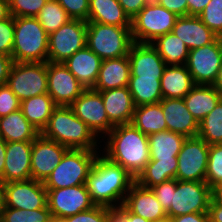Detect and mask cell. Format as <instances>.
Here are the masks:
<instances>
[{
    "label": "cell",
    "instance_id": "cell-1",
    "mask_svg": "<svg viewBox=\"0 0 222 222\" xmlns=\"http://www.w3.org/2000/svg\"><path fill=\"white\" fill-rule=\"evenodd\" d=\"M135 178L103 154L97 155L86 181L91 201L109 208L120 207ZM118 203V204H117Z\"/></svg>",
    "mask_w": 222,
    "mask_h": 222
},
{
    "label": "cell",
    "instance_id": "cell-2",
    "mask_svg": "<svg viewBox=\"0 0 222 222\" xmlns=\"http://www.w3.org/2000/svg\"><path fill=\"white\" fill-rule=\"evenodd\" d=\"M104 152V156L136 179L150 161L148 135L132 124L114 126L107 134Z\"/></svg>",
    "mask_w": 222,
    "mask_h": 222
},
{
    "label": "cell",
    "instance_id": "cell-3",
    "mask_svg": "<svg viewBox=\"0 0 222 222\" xmlns=\"http://www.w3.org/2000/svg\"><path fill=\"white\" fill-rule=\"evenodd\" d=\"M40 134L68 149H99L97 142L100 138L74 114L70 106H56Z\"/></svg>",
    "mask_w": 222,
    "mask_h": 222
},
{
    "label": "cell",
    "instance_id": "cell-4",
    "mask_svg": "<svg viewBox=\"0 0 222 222\" xmlns=\"http://www.w3.org/2000/svg\"><path fill=\"white\" fill-rule=\"evenodd\" d=\"M48 38L37 17H14L13 62H48Z\"/></svg>",
    "mask_w": 222,
    "mask_h": 222
},
{
    "label": "cell",
    "instance_id": "cell-5",
    "mask_svg": "<svg viewBox=\"0 0 222 222\" xmlns=\"http://www.w3.org/2000/svg\"><path fill=\"white\" fill-rule=\"evenodd\" d=\"M131 27L87 22L86 46L102 60L127 56L134 43Z\"/></svg>",
    "mask_w": 222,
    "mask_h": 222
},
{
    "label": "cell",
    "instance_id": "cell-6",
    "mask_svg": "<svg viewBox=\"0 0 222 222\" xmlns=\"http://www.w3.org/2000/svg\"><path fill=\"white\" fill-rule=\"evenodd\" d=\"M98 154L92 150L68 149L43 182L45 188L59 189L86 184Z\"/></svg>",
    "mask_w": 222,
    "mask_h": 222
},
{
    "label": "cell",
    "instance_id": "cell-7",
    "mask_svg": "<svg viewBox=\"0 0 222 222\" xmlns=\"http://www.w3.org/2000/svg\"><path fill=\"white\" fill-rule=\"evenodd\" d=\"M177 15L151 0L132 19V39L135 43H151L157 37L172 32Z\"/></svg>",
    "mask_w": 222,
    "mask_h": 222
},
{
    "label": "cell",
    "instance_id": "cell-8",
    "mask_svg": "<svg viewBox=\"0 0 222 222\" xmlns=\"http://www.w3.org/2000/svg\"><path fill=\"white\" fill-rule=\"evenodd\" d=\"M6 84L20 102L47 93V62H13Z\"/></svg>",
    "mask_w": 222,
    "mask_h": 222
},
{
    "label": "cell",
    "instance_id": "cell-9",
    "mask_svg": "<svg viewBox=\"0 0 222 222\" xmlns=\"http://www.w3.org/2000/svg\"><path fill=\"white\" fill-rule=\"evenodd\" d=\"M87 21L70 19L57 31L49 34L48 62L63 63L86 47Z\"/></svg>",
    "mask_w": 222,
    "mask_h": 222
},
{
    "label": "cell",
    "instance_id": "cell-10",
    "mask_svg": "<svg viewBox=\"0 0 222 222\" xmlns=\"http://www.w3.org/2000/svg\"><path fill=\"white\" fill-rule=\"evenodd\" d=\"M211 199V188L205 181L177 180L167 216L173 218L189 213H208Z\"/></svg>",
    "mask_w": 222,
    "mask_h": 222
},
{
    "label": "cell",
    "instance_id": "cell-11",
    "mask_svg": "<svg viewBox=\"0 0 222 222\" xmlns=\"http://www.w3.org/2000/svg\"><path fill=\"white\" fill-rule=\"evenodd\" d=\"M222 65V37L213 43L189 51L186 61L195 84L213 85Z\"/></svg>",
    "mask_w": 222,
    "mask_h": 222
},
{
    "label": "cell",
    "instance_id": "cell-12",
    "mask_svg": "<svg viewBox=\"0 0 222 222\" xmlns=\"http://www.w3.org/2000/svg\"><path fill=\"white\" fill-rule=\"evenodd\" d=\"M209 145L200 137H187L178 153L176 179L179 181H205Z\"/></svg>",
    "mask_w": 222,
    "mask_h": 222
},
{
    "label": "cell",
    "instance_id": "cell-13",
    "mask_svg": "<svg viewBox=\"0 0 222 222\" xmlns=\"http://www.w3.org/2000/svg\"><path fill=\"white\" fill-rule=\"evenodd\" d=\"M46 190L47 205L52 218L64 219L95 206L86 184Z\"/></svg>",
    "mask_w": 222,
    "mask_h": 222
},
{
    "label": "cell",
    "instance_id": "cell-14",
    "mask_svg": "<svg viewBox=\"0 0 222 222\" xmlns=\"http://www.w3.org/2000/svg\"><path fill=\"white\" fill-rule=\"evenodd\" d=\"M4 207L35 210L47 206V190L44 183L29 179L3 183Z\"/></svg>",
    "mask_w": 222,
    "mask_h": 222
},
{
    "label": "cell",
    "instance_id": "cell-15",
    "mask_svg": "<svg viewBox=\"0 0 222 222\" xmlns=\"http://www.w3.org/2000/svg\"><path fill=\"white\" fill-rule=\"evenodd\" d=\"M70 107L97 137L108 134L114 127L106 114L99 91L92 88L85 89Z\"/></svg>",
    "mask_w": 222,
    "mask_h": 222
},
{
    "label": "cell",
    "instance_id": "cell-16",
    "mask_svg": "<svg viewBox=\"0 0 222 222\" xmlns=\"http://www.w3.org/2000/svg\"><path fill=\"white\" fill-rule=\"evenodd\" d=\"M47 93L56 106H70L86 89L63 63L47 62Z\"/></svg>",
    "mask_w": 222,
    "mask_h": 222
},
{
    "label": "cell",
    "instance_id": "cell-17",
    "mask_svg": "<svg viewBox=\"0 0 222 222\" xmlns=\"http://www.w3.org/2000/svg\"><path fill=\"white\" fill-rule=\"evenodd\" d=\"M67 150L64 145L39 134L32 142V179L44 182L60 163Z\"/></svg>",
    "mask_w": 222,
    "mask_h": 222
},
{
    "label": "cell",
    "instance_id": "cell-18",
    "mask_svg": "<svg viewBox=\"0 0 222 222\" xmlns=\"http://www.w3.org/2000/svg\"><path fill=\"white\" fill-rule=\"evenodd\" d=\"M128 58L131 76L140 78H161L165 62L151 43H133Z\"/></svg>",
    "mask_w": 222,
    "mask_h": 222
},
{
    "label": "cell",
    "instance_id": "cell-19",
    "mask_svg": "<svg viewBox=\"0 0 222 222\" xmlns=\"http://www.w3.org/2000/svg\"><path fill=\"white\" fill-rule=\"evenodd\" d=\"M32 142H7L3 183L32 179Z\"/></svg>",
    "mask_w": 222,
    "mask_h": 222
},
{
    "label": "cell",
    "instance_id": "cell-20",
    "mask_svg": "<svg viewBox=\"0 0 222 222\" xmlns=\"http://www.w3.org/2000/svg\"><path fill=\"white\" fill-rule=\"evenodd\" d=\"M160 103L167 130L185 137L198 135L199 123L187 109L183 98H163Z\"/></svg>",
    "mask_w": 222,
    "mask_h": 222
},
{
    "label": "cell",
    "instance_id": "cell-21",
    "mask_svg": "<svg viewBox=\"0 0 222 222\" xmlns=\"http://www.w3.org/2000/svg\"><path fill=\"white\" fill-rule=\"evenodd\" d=\"M123 205L133 214L155 221L167 216V212L157 200L151 188L134 182L128 191Z\"/></svg>",
    "mask_w": 222,
    "mask_h": 222
},
{
    "label": "cell",
    "instance_id": "cell-22",
    "mask_svg": "<svg viewBox=\"0 0 222 222\" xmlns=\"http://www.w3.org/2000/svg\"><path fill=\"white\" fill-rule=\"evenodd\" d=\"M99 92L109 121L114 126L131 124L136 106L128 86Z\"/></svg>",
    "mask_w": 222,
    "mask_h": 222
},
{
    "label": "cell",
    "instance_id": "cell-23",
    "mask_svg": "<svg viewBox=\"0 0 222 222\" xmlns=\"http://www.w3.org/2000/svg\"><path fill=\"white\" fill-rule=\"evenodd\" d=\"M172 32L189 50L213 43L219 37L198 16L177 17Z\"/></svg>",
    "mask_w": 222,
    "mask_h": 222
},
{
    "label": "cell",
    "instance_id": "cell-24",
    "mask_svg": "<svg viewBox=\"0 0 222 222\" xmlns=\"http://www.w3.org/2000/svg\"><path fill=\"white\" fill-rule=\"evenodd\" d=\"M102 59L87 46L69 57L63 64L86 88H93L99 74Z\"/></svg>",
    "mask_w": 222,
    "mask_h": 222
},
{
    "label": "cell",
    "instance_id": "cell-25",
    "mask_svg": "<svg viewBox=\"0 0 222 222\" xmlns=\"http://www.w3.org/2000/svg\"><path fill=\"white\" fill-rule=\"evenodd\" d=\"M131 76L128 56L102 60L97 81L92 89L105 91L128 86Z\"/></svg>",
    "mask_w": 222,
    "mask_h": 222
},
{
    "label": "cell",
    "instance_id": "cell-26",
    "mask_svg": "<svg viewBox=\"0 0 222 222\" xmlns=\"http://www.w3.org/2000/svg\"><path fill=\"white\" fill-rule=\"evenodd\" d=\"M160 81L163 98H184L196 85L185 65H166Z\"/></svg>",
    "mask_w": 222,
    "mask_h": 222
},
{
    "label": "cell",
    "instance_id": "cell-27",
    "mask_svg": "<svg viewBox=\"0 0 222 222\" xmlns=\"http://www.w3.org/2000/svg\"><path fill=\"white\" fill-rule=\"evenodd\" d=\"M39 134L21 109L0 117V136L6 142H33Z\"/></svg>",
    "mask_w": 222,
    "mask_h": 222
},
{
    "label": "cell",
    "instance_id": "cell-28",
    "mask_svg": "<svg viewBox=\"0 0 222 222\" xmlns=\"http://www.w3.org/2000/svg\"><path fill=\"white\" fill-rule=\"evenodd\" d=\"M187 137L182 134L164 130L148 135L150 159L161 161H178L177 156Z\"/></svg>",
    "mask_w": 222,
    "mask_h": 222
},
{
    "label": "cell",
    "instance_id": "cell-29",
    "mask_svg": "<svg viewBox=\"0 0 222 222\" xmlns=\"http://www.w3.org/2000/svg\"><path fill=\"white\" fill-rule=\"evenodd\" d=\"M221 99L213 85L196 84L183 98L187 109L198 123L209 114Z\"/></svg>",
    "mask_w": 222,
    "mask_h": 222
},
{
    "label": "cell",
    "instance_id": "cell-30",
    "mask_svg": "<svg viewBox=\"0 0 222 222\" xmlns=\"http://www.w3.org/2000/svg\"><path fill=\"white\" fill-rule=\"evenodd\" d=\"M87 22L132 26V20L125 13L118 0H89V17Z\"/></svg>",
    "mask_w": 222,
    "mask_h": 222
},
{
    "label": "cell",
    "instance_id": "cell-31",
    "mask_svg": "<svg viewBox=\"0 0 222 222\" xmlns=\"http://www.w3.org/2000/svg\"><path fill=\"white\" fill-rule=\"evenodd\" d=\"M56 105L48 93L21 101L20 109L26 119L41 133Z\"/></svg>",
    "mask_w": 222,
    "mask_h": 222
},
{
    "label": "cell",
    "instance_id": "cell-32",
    "mask_svg": "<svg viewBox=\"0 0 222 222\" xmlns=\"http://www.w3.org/2000/svg\"><path fill=\"white\" fill-rule=\"evenodd\" d=\"M131 124L145 135L167 130L161 103L135 107Z\"/></svg>",
    "mask_w": 222,
    "mask_h": 222
},
{
    "label": "cell",
    "instance_id": "cell-33",
    "mask_svg": "<svg viewBox=\"0 0 222 222\" xmlns=\"http://www.w3.org/2000/svg\"><path fill=\"white\" fill-rule=\"evenodd\" d=\"M151 44L158 51L165 65L186 64L190 50L173 32L157 37Z\"/></svg>",
    "mask_w": 222,
    "mask_h": 222
},
{
    "label": "cell",
    "instance_id": "cell-34",
    "mask_svg": "<svg viewBox=\"0 0 222 222\" xmlns=\"http://www.w3.org/2000/svg\"><path fill=\"white\" fill-rule=\"evenodd\" d=\"M161 78H140L130 76L128 89L136 107L159 103L163 97Z\"/></svg>",
    "mask_w": 222,
    "mask_h": 222
},
{
    "label": "cell",
    "instance_id": "cell-35",
    "mask_svg": "<svg viewBox=\"0 0 222 222\" xmlns=\"http://www.w3.org/2000/svg\"><path fill=\"white\" fill-rule=\"evenodd\" d=\"M178 161L151 160L135 179L140 186L151 188L157 184L176 179Z\"/></svg>",
    "mask_w": 222,
    "mask_h": 222
},
{
    "label": "cell",
    "instance_id": "cell-36",
    "mask_svg": "<svg viewBox=\"0 0 222 222\" xmlns=\"http://www.w3.org/2000/svg\"><path fill=\"white\" fill-rule=\"evenodd\" d=\"M197 136L208 145L222 144V98L215 108L199 122Z\"/></svg>",
    "mask_w": 222,
    "mask_h": 222
},
{
    "label": "cell",
    "instance_id": "cell-37",
    "mask_svg": "<svg viewBox=\"0 0 222 222\" xmlns=\"http://www.w3.org/2000/svg\"><path fill=\"white\" fill-rule=\"evenodd\" d=\"M37 19L45 32L49 35L50 33L57 31L71 18L56 0H48L40 10Z\"/></svg>",
    "mask_w": 222,
    "mask_h": 222
},
{
    "label": "cell",
    "instance_id": "cell-38",
    "mask_svg": "<svg viewBox=\"0 0 222 222\" xmlns=\"http://www.w3.org/2000/svg\"><path fill=\"white\" fill-rule=\"evenodd\" d=\"M52 219L48 205L35 210L3 207L0 215V222H49Z\"/></svg>",
    "mask_w": 222,
    "mask_h": 222
},
{
    "label": "cell",
    "instance_id": "cell-39",
    "mask_svg": "<svg viewBox=\"0 0 222 222\" xmlns=\"http://www.w3.org/2000/svg\"><path fill=\"white\" fill-rule=\"evenodd\" d=\"M205 182L210 188L222 182V144L209 145Z\"/></svg>",
    "mask_w": 222,
    "mask_h": 222
},
{
    "label": "cell",
    "instance_id": "cell-40",
    "mask_svg": "<svg viewBox=\"0 0 222 222\" xmlns=\"http://www.w3.org/2000/svg\"><path fill=\"white\" fill-rule=\"evenodd\" d=\"M198 17L210 30L222 37V0H210Z\"/></svg>",
    "mask_w": 222,
    "mask_h": 222
},
{
    "label": "cell",
    "instance_id": "cell-41",
    "mask_svg": "<svg viewBox=\"0 0 222 222\" xmlns=\"http://www.w3.org/2000/svg\"><path fill=\"white\" fill-rule=\"evenodd\" d=\"M13 17H37L48 0H8Z\"/></svg>",
    "mask_w": 222,
    "mask_h": 222
},
{
    "label": "cell",
    "instance_id": "cell-42",
    "mask_svg": "<svg viewBox=\"0 0 222 222\" xmlns=\"http://www.w3.org/2000/svg\"><path fill=\"white\" fill-rule=\"evenodd\" d=\"M14 43V17L0 21V54L12 56Z\"/></svg>",
    "mask_w": 222,
    "mask_h": 222
},
{
    "label": "cell",
    "instance_id": "cell-43",
    "mask_svg": "<svg viewBox=\"0 0 222 222\" xmlns=\"http://www.w3.org/2000/svg\"><path fill=\"white\" fill-rule=\"evenodd\" d=\"M109 207L95 205L87 211L62 219L64 222H106Z\"/></svg>",
    "mask_w": 222,
    "mask_h": 222
},
{
    "label": "cell",
    "instance_id": "cell-44",
    "mask_svg": "<svg viewBox=\"0 0 222 222\" xmlns=\"http://www.w3.org/2000/svg\"><path fill=\"white\" fill-rule=\"evenodd\" d=\"M71 19L88 21L89 0H56Z\"/></svg>",
    "mask_w": 222,
    "mask_h": 222
},
{
    "label": "cell",
    "instance_id": "cell-45",
    "mask_svg": "<svg viewBox=\"0 0 222 222\" xmlns=\"http://www.w3.org/2000/svg\"><path fill=\"white\" fill-rule=\"evenodd\" d=\"M21 102L14 92L5 85H0V117L20 109Z\"/></svg>",
    "mask_w": 222,
    "mask_h": 222
},
{
    "label": "cell",
    "instance_id": "cell-46",
    "mask_svg": "<svg viewBox=\"0 0 222 222\" xmlns=\"http://www.w3.org/2000/svg\"><path fill=\"white\" fill-rule=\"evenodd\" d=\"M176 185L177 179H171L151 187L157 200L161 203L165 211H167L171 206L172 190L176 189Z\"/></svg>",
    "mask_w": 222,
    "mask_h": 222
},
{
    "label": "cell",
    "instance_id": "cell-47",
    "mask_svg": "<svg viewBox=\"0 0 222 222\" xmlns=\"http://www.w3.org/2000/svg\"><path fill=\"white\" fill-rule=\"evenodd\" d=\"M162 7L173 12L178 17L188 16L187 0H156Z\"/></svg>",
    "mask_w": 222,
    "mask_h": 222
},
{
    "label": "cell",
    "instance_id": "cell-48",
    "mask_svg": "<svg viewBox=\"0 0 222 222\" xmlns=\"http://www.w3.org/2000/svg\"><path fill=\"white\" fill-rule=\"evenodd\" d=\"M151 0H118L125 13L132 20Z\"/></svg>",
    "mask_w": 222,
    "mask_h": 222
},
{
    "label": "cell",
    "instance_id": "cell-49",
    "mask_svg": "<svg viewBox=\"0 0 222 222\" xmlns=\"http://www.w3.org/2000/svg\"><path fill=\"white\" fill-rule=\"evenodd\" d=\"M172 222H210L208 213H189L171 218Z\"/></svg>",
    "mask_w": 222,
    "mask_h": 222
},
{
    "label": "cell",
    "instance_id": "cell-50",
    "mask_svg": "<svg viewBox=\"0 0 222 222\" xmlns=\"http://www.w3.org/2000/svg\"><path fill=\"white\" fill-rule=\"evenodd\" d=\"M12 64V57L0 54V85H5L7 83Z\"/></svg>",
    "mask_w": 222,
    "mask_h": 222
},
{
    "label": "cell",
    "instance_id": "cell-51",
    "mask_svg": "<svg viewBox=\"0 0 222 222\" xmlns=\"http://www.w3.org/2000/svg\"><path fill=\"white\" fill-rule=\"evenodd\" d=\"M209 2L210 0H187L188 16H198Z\"/></svg>",
    "mask_w": 222,
    "mask_h": 222
},
{
    "label": "cell",
    "instance_id": "cell-52",
    "mask_svg": "<svg viewBox=\"0 0 222 222\" xmlns=\"http://www.w3.org/2000/svg\"><path fill=\"white\" fill-rule=\"evenodd\" d=\"M208 214L210 222H222V204L211 199Z\"/></svg>",
    "mask_w": 222,
    "mask_h": 222
},
{
    "label": "cell",
    "instance_id": "cell-53",
    "mask_svg": "<svg viewBox=\"0 0 222 222\" xmlns=\"http://www.w3.org/2000/svg\"><path fill=\"white\" fill-rule=\"evenodd\" d=\"M106 222H125V206L109 208Z\"/></svg>",
    "mask_w": 222,
    "mask_h": 222
},
{
    "label": "cell",
    "instance_id": "cell-54",
    "mask_svg": "<svg viewBox=\"0 0 222 222\" xmlns=\"http://www.w3.org/2000/svg\"><path fill=\"white\" fill-rule=\"evenodd\" d=\"M6 141L0 136V181L3 183V172L5 167Z\"/></svg>",
    "mask_w": 222,
    "mask_h": 222
},
{
    "label": "cell",
    "instance_id": "cell-55",
    "mask_svg": "<svg viewBox=\"0 0 222 222\" xmlns=\"http://www.w3.org/2000/svg\"><path fill=\"white\" fill-rule=\"evenodd\" d=\"M212 200L222 204V182L214 185L211 188Z\"/></svg>",
    "mask_w": 222,
    "mask_h": 222
},
{
    "label": "cell",
    "instance_id": "cell-56",
    "mask_svg": "<svg viewBox=\"0 0 222 222\" xmlns=\"http://www.w3.org/2000/svg\"><path fill=\"white\" fill-rule=\"evenodd\" d=\"M11 16L9 10V1L8 0H0V21L7 19Z\"/></svg>",
    "mask_w": 222,
    "mask_h": 222
},
{
    "label": "cell",
    "instance_id": "cell-57",
    "mask_svg": "<svg viewBox=\"0 0 222 222\" xmlns=\"http://www.w3.org/2000/svg\"><path fill=\"white\" fill-rule=\"evenodd\" d=\"M125 222H152L150 220L144 219L141 216L135 215L131 213L126 207H125Z\"/></svg>",
    "mask_w": 222,
    "mask_h": 222
},
{
    "label": "cell",
    "instance_id": "cell-58",
    "mask_svg": "<svg viewBox=\"0 0 222 222\" xmlns=\"http://www.w3.org/2000/svg\"><path fill=\"white\" fill-rule=\"evenodd\" d=\"M213 86L219 92V94L221 95V98H222V65H221V68L219 69L217 78H216L215 82L213 83Z\"/></svg>",
    "mask_w": 222,
    "mask_h": 222
},
{
    "label": "cell",
    "instance_id": "cell-59",
    "mask_svg": "<svg viewBox=\"0 0 222 222\" xmlns=\"http://www.w3.org/2000/svg\"><path fill=\"white\" fill-rule=\"evenodd\" d=\"M4 207L3 183L0 181V215Z\"/></svg>",
    "mask_w": 222,
    "mask_h": 222
},
{
    "label": "cell",
    "instance_id": "cell-60",
    "mask_svg": "<svg viewBox=\"0 0 222 222\" xmlns=\"http://www.w3.org/2000/svg\"><path fill=\"white\" fill-rule=\"evenodd\" d=\"M152 222H172L171 218L166 216V217H163L161 219H157L155 221H152Z\"/></svg>",
    "mask_w": 222,
    "mask_h": 222
},
{
    "label": "cell",
    "instance_id": "cell-61",
    "mask_svg": "<svg viewBox=\"0 0 222 222\" xmlns=\"http://www.w3.org/2000/svg\"><path fill=\"white\" fill-rule=\"evenodd\" d=\"M56 222H64L62 219H56Z\"/></svg>",
    "mask_w": 222,
    "mask_h": 222
},
{
    "label": "cell",
    "instance_id": "cell-62",
    "mask_svg": "<svg viewBox=\"0 0 222 222\" xmlns=\"http://www.w3.org/2000/svg\"><path fill=\"white\" fill-rule=\"evenodd\" d=\"M49 222H56V218H53V219L50 220Z\"/></svg>",
    "mask_w": 222,
    "mask_h": 222
}]
</instances>
